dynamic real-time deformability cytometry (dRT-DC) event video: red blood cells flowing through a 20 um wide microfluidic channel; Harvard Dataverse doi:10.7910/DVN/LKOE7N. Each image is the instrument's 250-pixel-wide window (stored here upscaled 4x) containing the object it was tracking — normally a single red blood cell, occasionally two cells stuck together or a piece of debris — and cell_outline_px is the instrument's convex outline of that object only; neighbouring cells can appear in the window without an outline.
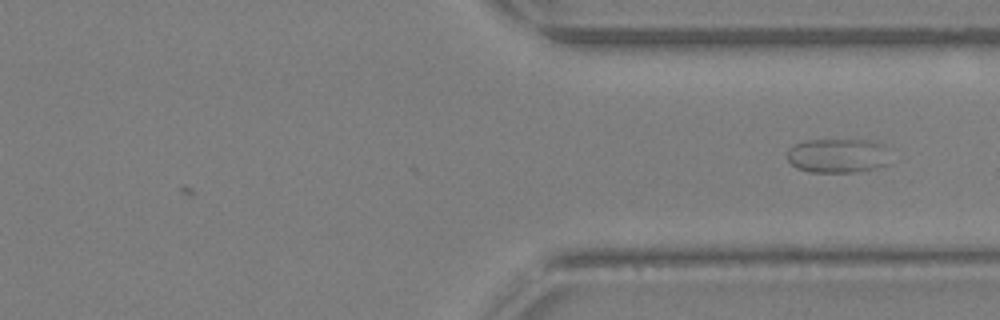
{"species": "Egyptian fruit bat (a non-hibernating species)", "species_latin": "Rousettus aegyptiacus", "temperature_condition": "warm", "stored_images_in_passage": 14, "camera_frame_rate_fps": 3000, "um_per_image_px": 0.085, "animal": {"sex": "female"}, "frame": {"image": 1, "passage_image": 14, "time_ms": 4.333, "image_size_px": [1000, 320], "cell_outline_px": [[888, 164], [876, 168], [856, 172], [812, 172], [796, 168], [788, 160], [788, 148], [804, 140], [876, 140], [880, 144]], "centroid_in_image_um": [71.14, 13.23], "position_along_channel_um": 340.3, "area_um2": 20.29}}